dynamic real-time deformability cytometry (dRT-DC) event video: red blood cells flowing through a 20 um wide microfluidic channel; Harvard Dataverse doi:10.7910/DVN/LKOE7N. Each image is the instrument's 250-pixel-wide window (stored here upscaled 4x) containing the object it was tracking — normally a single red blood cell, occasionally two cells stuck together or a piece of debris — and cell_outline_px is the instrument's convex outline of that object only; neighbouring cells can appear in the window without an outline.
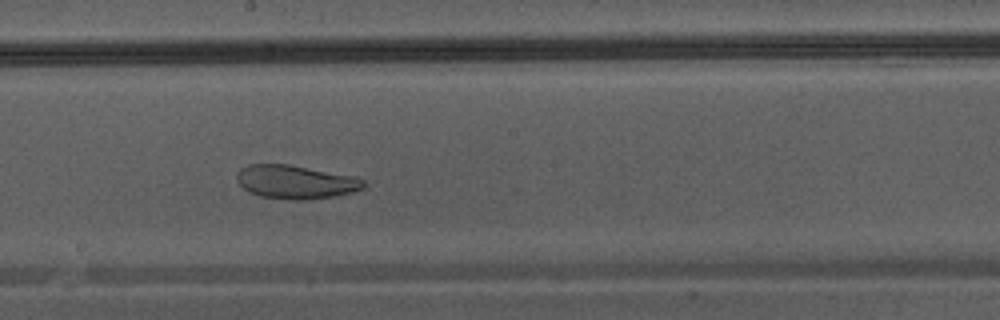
{"species": "Egyptian fruit bat (a non-hibernating species)", "species_latin": "Rousettus aegyptiacus", "temperature_condition": "warm", "stored_images_in_passage": 47, "camera_frame_rate_fps": 3000, "um_per_image_px": 0.085, "animal": {"sex": "male"}, "frame": {"image": 1, "passage_image": 27, "time_ms": 8.667, "image_size_px": [1000, 320], "cell_outline_px": [[368, 184], [364, 188], [352, 192], [336, 196], [304, 200], [296, 200], [260, 196], [248, 192], [236, 180], [236, 172], [240, 168], [248, 164], [288, 164], [356, 176], [364, 180]], "centroid_in_image_um": [25.14, 15.46], "position_along_channel_um": 223.1, "area_um2": 25.09}}
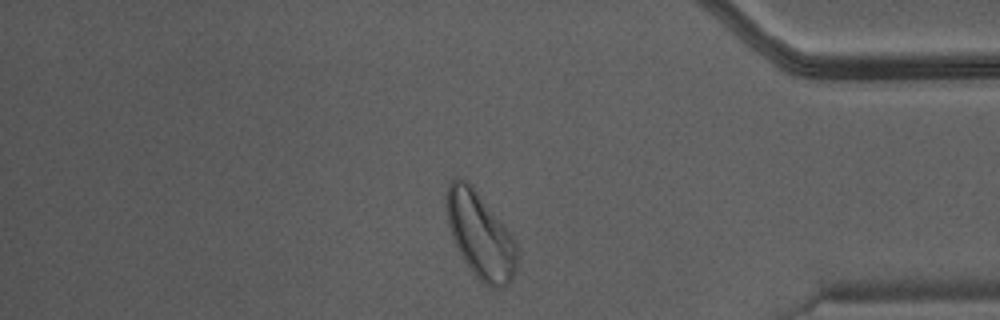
{"frame": {"image": 2, "passage_image": 40, "time_ms": 13.0, "image_size_px": [1000, 320], "cell_outline_px": [[520, 264], [512, 280], [508, 284], [500, 288], [492, 288], [484, 284], [472, 272], [464, 260], [452, 240], [448, 224], [444, 204], [444, 192], [448, 184], [456, 176], [464, 180], [476, 192], [512, 236], [516, 244]], "centroid_in_image_um": [40.8, 20.04], "position_along_channel_um": 394.4, "area_um2": 35.43}}
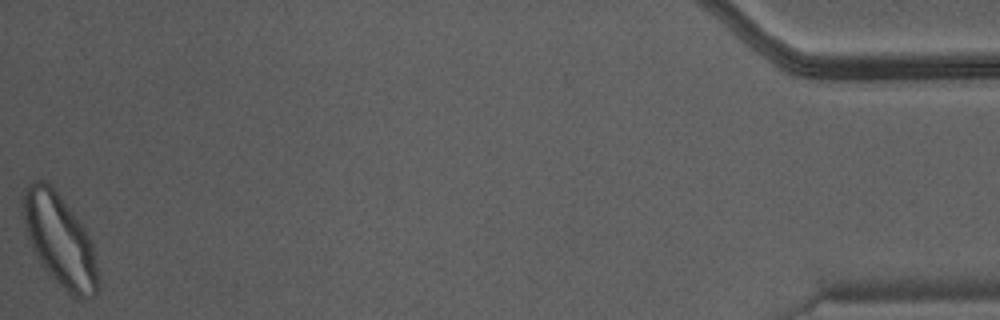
{"frame": {"image": 3, "passage_image": 47, "time_ms": 15.333, "image_size_px": [1000, 320], "cell_outline_px": [[96, 296], [84, 300], [80, 300], [68, 292], [48, 272], [40, 260], [28, 236], [24, 224], [20, 204], [20, 200], [24, 192], [32, 180], [44, 180], [52, 184], [84, 228], [92, 244], [96, 264]], "centroid_in_image_um": [5.04, 20.35], "position_along_channel_um": 430.2, "area_um2": 39.48}}